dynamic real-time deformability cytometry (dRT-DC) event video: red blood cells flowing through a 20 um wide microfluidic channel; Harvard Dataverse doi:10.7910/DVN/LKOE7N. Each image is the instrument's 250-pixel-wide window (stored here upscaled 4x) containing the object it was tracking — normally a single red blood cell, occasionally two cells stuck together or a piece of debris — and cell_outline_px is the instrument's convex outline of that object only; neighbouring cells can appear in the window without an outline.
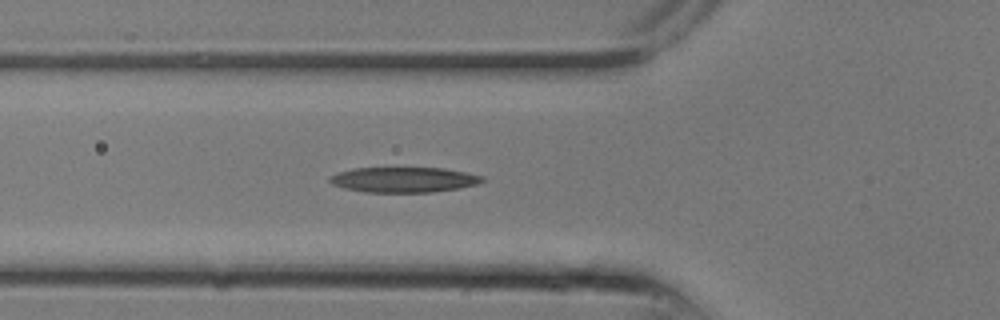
{"species": "common noctule bat (a hibernating species)", "species_latin": "Nyctalus noctula", "temperature_condition": "room temperature", "stored_images_in_passage": 8, "camera_frame_rate_fps": 3000, "um_per_image_px": 0.085, "animal": {"sex": "male", "body_mass_g": 13.3}, "frame": {"image": 1, "passage_image": 8, "time_ms": 2.333, "image_size_px": [1000, 320], "cell_outline_px": [[484, 180], [476, 184], [460, 188], [432, 192], [364, 192], [344, 188], [332, 184], [328, 180], [328, 176], [336, 172], [352, 168], [444, 168], [468, 172], [484, 176]], "centroid_in_image_um": [34.29, 15.27], "position_along_channel_um": 91.5, "area_um2": 22.66}}